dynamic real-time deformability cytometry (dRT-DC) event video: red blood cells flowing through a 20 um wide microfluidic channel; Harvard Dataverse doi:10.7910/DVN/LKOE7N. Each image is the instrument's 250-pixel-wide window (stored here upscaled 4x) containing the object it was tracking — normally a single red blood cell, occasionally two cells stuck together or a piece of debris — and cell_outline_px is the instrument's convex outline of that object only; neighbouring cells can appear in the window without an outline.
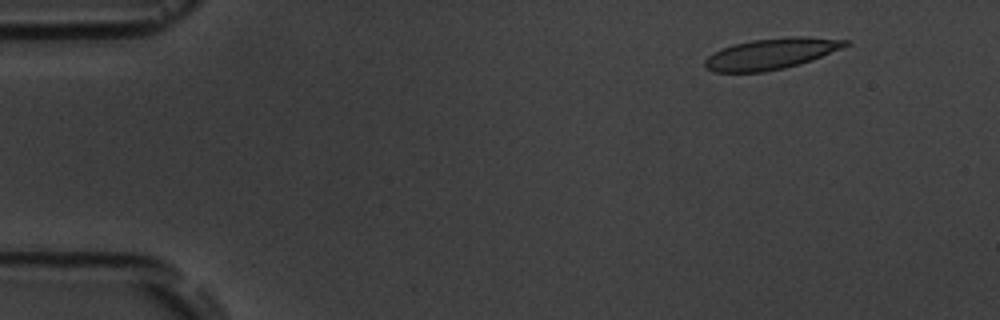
{"species": "common noctule bat (a hibernating species)", "species_latin": "Nyctalus noctula", "temperature_condition": "room temperature", "stored_images_in_passage": 4, "camera_frame_rate_fps": 3000, "um_per_image_px": 0.085, "animal": {"sex": "male", "body_mass_g": 19.5, "forearm_length_mm": 54.6}, "frame": {"image": 1, "passage_image": 2, "time_ms": 1.0, "image_size_px": [1000, 320], "cell_outline_px": [[852, 44], [812, 60], [784, 68], [764, 72], [712, 72], [704, 68], [704, 60], [708, 56], [720, 48], [732, 44], [752, 40], [792, 36], [808, 36], [852, 40]], "centroid_in_image_um": [65.56, 4.56], "position_along_channel_um": 19.4, "area_um2": 25.72}}